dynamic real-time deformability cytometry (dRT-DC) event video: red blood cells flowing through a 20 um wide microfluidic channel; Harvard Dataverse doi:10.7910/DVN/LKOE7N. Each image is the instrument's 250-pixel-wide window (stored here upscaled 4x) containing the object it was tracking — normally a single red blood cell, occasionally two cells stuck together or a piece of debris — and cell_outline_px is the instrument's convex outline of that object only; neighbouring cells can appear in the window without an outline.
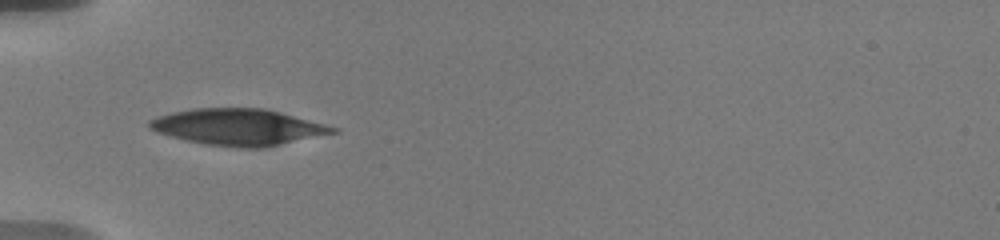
{"species": "human", "species_latin": "Homo sapiens", "temperature_condition": "warm", "stored_images_in_passage": 52, "camera_frame_rate_fps": 3000, "um_per_image_px": 0.085, "donor": {"sex": "male"}, "frame": {"image": 1, "passage_image": 1, "time_ms": 0.0, "image_size_px": [1000, 240], "cell_outline_px": [[340, 132], [260, 148], [244, 148], [208, 144], [184, 140], [156, 132], [148, 128], [148, 120], [156, 116], [172, 112], [192, 108], [264, 108], [280, 112], [340, 128]], "centroid_in_image_um": [20.23, 10.79], "position_along_channel_um": 64.8, "area_um2": 38.84}}
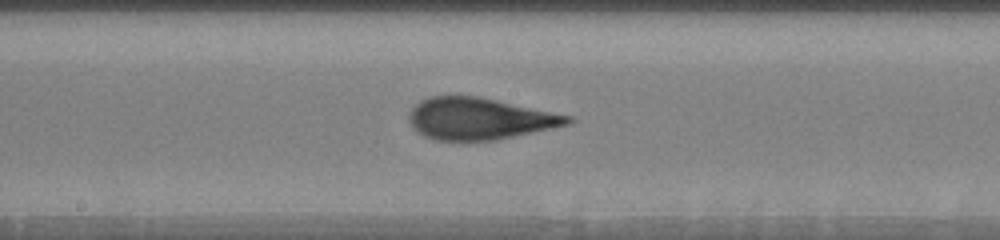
{"frame": {"image": 2, "passage_image": 23, "time_ms": 4.0, "image_size_px": [1000, 240], "cell_outline_px": [[576, 120], [572, 124], [492, 140], [436, 140], [424, 136], [416, 132], [412, 128], [408, 120], [408, 112], [420, 100], [428, 96], [480, 96], [572, 116]], "centroid_in_image_um": [40.73, 10.07], "position_along_channel_um": 207.5, "area_um2": 38.73}}
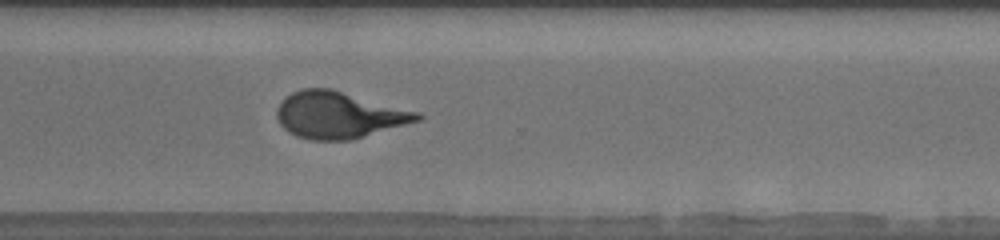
{"frame": {"image": 3, "passage_image": 36, "time_ms": 7.667, "image_size_px": [1000, 240], "cell_outline_px": [[424, 116], [420, 120], [352, 140], [312, 140], [296, 136], [288, 132], [280, 124], [276, 116], [276, 108], [292, 92], [304, 88], [332, 88], [420, 112]], "centroid_in_image_um": [28.82, 9.77], "position_along_channel_um": 341.8, "area_um2": 38.26}, "authors_computed_cell_mechanics": {"area_um2": 38.7549, "velocity_mm_per_s": 3.6815, "shape_relaxation_time_tau1_ms": 4.8966, "shape_relaxation_time_tau2_ms": 0.9289, "deformation_change_tau1": 0.2091, "deformation_change_tau2": 0.0906}}